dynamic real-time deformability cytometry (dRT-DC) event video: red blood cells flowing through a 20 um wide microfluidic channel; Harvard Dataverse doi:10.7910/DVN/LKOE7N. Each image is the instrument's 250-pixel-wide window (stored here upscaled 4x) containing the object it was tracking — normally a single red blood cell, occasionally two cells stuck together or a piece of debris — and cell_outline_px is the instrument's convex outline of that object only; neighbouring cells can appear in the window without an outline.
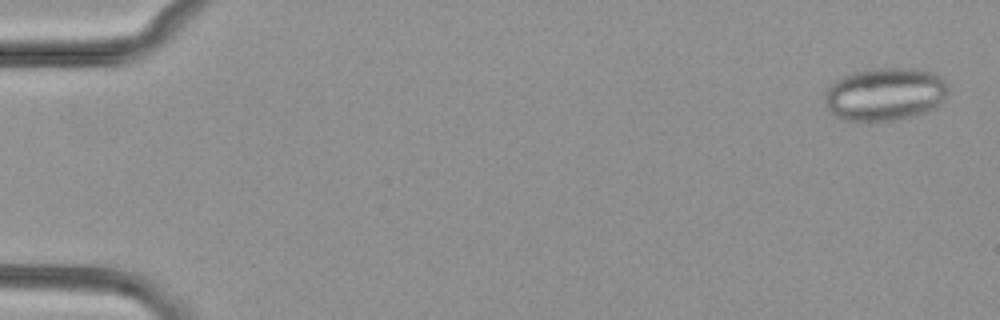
{"species": "common noctule bat (a hibernating species)", "species_latin": "Nyctalus noctula", "temperature_condition": "cold", "stored_images_in_passage": 3, "camera_frame_rate_fps": 3000, "um_per_image_px": 0.085, "animal": {"sex": "female", "body_mass_g": 29.2, "forearm_length_mm": 56.3}, "frame": {"image": 1, "passage_image": 1, "time_ms": 0.0, "image_size_px": [1000, 320], "cell_outline_px": [[948, 88], [944, 100], [936, 108], [912, 116], [872, 124], [844, 120], [828, 112], [824, 100], [824, 96], [828, 88], [836, 80], [852, 72], [876, 68], [912, 68], [932, 72], [940, 76], [944, 80]], "centroid_in_image_um": [75.2, 8.04], "position_along_channel_um": 9.8, "area_um2": 38.78}}